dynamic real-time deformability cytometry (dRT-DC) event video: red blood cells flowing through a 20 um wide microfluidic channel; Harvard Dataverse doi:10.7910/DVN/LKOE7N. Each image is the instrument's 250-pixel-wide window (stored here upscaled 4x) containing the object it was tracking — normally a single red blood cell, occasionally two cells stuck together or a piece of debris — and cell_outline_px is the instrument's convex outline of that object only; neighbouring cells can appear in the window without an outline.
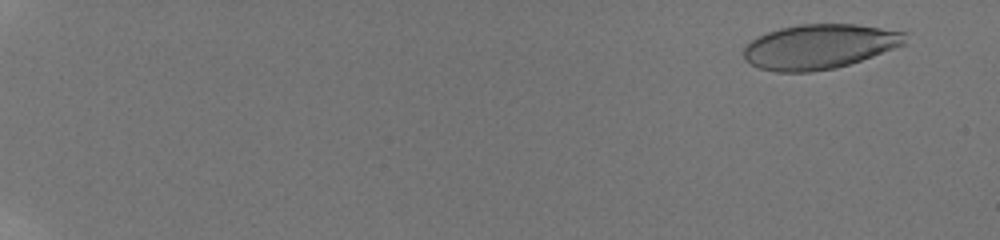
{"species": "human", "species_latin": "Homo sapiens", "temperature_condition": "room temperature", "stored_images_in_passage": 58, "camera_frame_rate_fps": 3000, "um_per_image_px": 0.085, "donor": {"sex": "male"}, "frame": {"image": 1, "passage_image": 5, "time_ms": 1.333, "image_size_px": [1000, 240], "cell_outline_px": [[908, 44], [836, 68], [808, 72], [776, 72], [760, 68], [752, 64], [744, 56], [744, 48], [752, 40], [768, 32], [780, 28], [800, 24], [856, 24], [908, 32]], "centroid_in_image_um": [69.72, 3.95], "position_along_channel_um": 15.3, "area_um2": 42.02}}
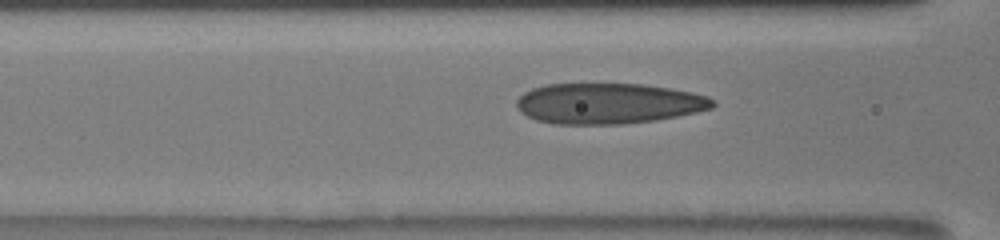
{"frame": {"image": 2, "passage_image": 29, "time_ms": 9.333, "image_size_px": [1000, 240], "cell_outline_px": [[716, 104], [712, 108], [696, 112], [656, 120], [624, 124], [556, 124], [536, 120], [520, 112], [516, 108], [516, 100], [524, 92], [532, 88], [548, 84], [644, 84], [692, 92], [708, 96], [716, 100]], "centroid_in_image_um": [51.72, 8.79], "position_along_channel_um": 114.9, "area_um2": 46.64}}
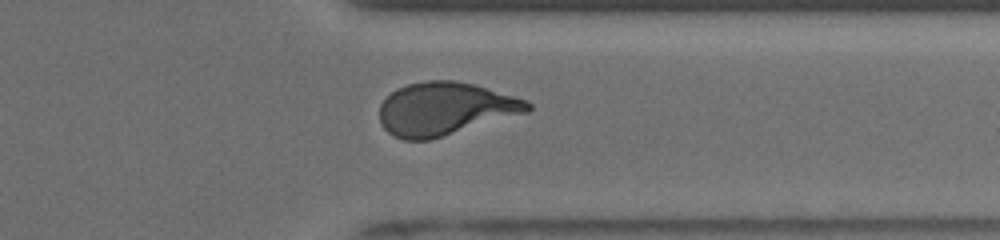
{"frame": {"image": 3, "passage_image": 49, "time_ms": 16.0, "image_size_px": [1000, 240], "cell_outline_px": [[532, 108], [528, 112], [428, 140], [404, 140], [392, 136], [380, 124], [380, 104], [396, 88], [408, 84], [428, 80], [456, 80], [472, 84], [528, 100], [532, 104]], "centroid_in_image_um": [37.81, 9.25], "position_along_channel_um": 373.6, "area_um2": 45.49}, "authors_computed_cell_mechanics": {"area_um2": 44.6505, "velocity_mm_per_s": 3.8844, "shape_relaxation_time_tau1_ms": 4.8283, "shape_relaxation_time_tau2_ms": 0.8548, "deformation_change_tau1": 0.2013, "deformation_change_tau2": 0.098}}